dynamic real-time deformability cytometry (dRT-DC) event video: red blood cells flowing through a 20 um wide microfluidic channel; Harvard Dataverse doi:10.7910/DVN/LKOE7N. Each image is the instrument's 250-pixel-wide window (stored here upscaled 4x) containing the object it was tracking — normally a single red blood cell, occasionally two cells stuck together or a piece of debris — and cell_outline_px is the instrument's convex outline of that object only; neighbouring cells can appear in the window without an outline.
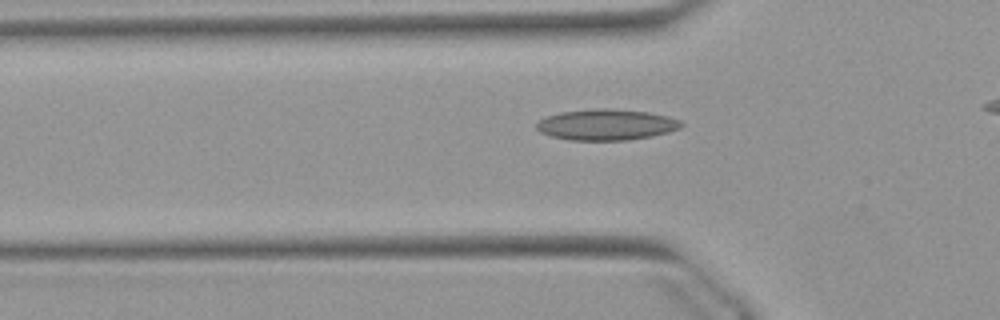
{"species": "Egyptian fruit bat (a non-hibernating species)", "species_latin": "Rousettus aegyptiacus", "temperature_condition": "warm", "stored_images_in_passage": 37, "camera_frame_rate_fps": 3000, "um_per_image_px": 0.085, "animal": {"sex": "female"}, "frame": {"image": 1, "passage_image": 11, "time_ms": 3.333, "image_size_px": [1000, 320], "cell_outline_px": [[684, 124], [680, 128], [668, 132], [652, 136], [628, 140], [568, 140], [552, 136], [540, 132], [536, 128], [536, 124], [540, 120], [548, 116], [560, 112], [592, 108], [612, 108], [648, 112], [668, 116], [680, 120]], "centroid_in_image_um": [51.55, 10.59], "position_along_channel_um": 74.2, "area_um2": 26.24}}
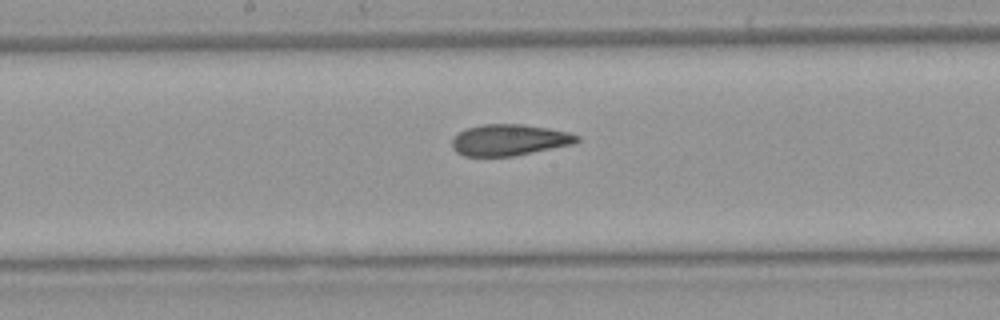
{"frame": {"image": 2, "passage_image": 21, "time_ms": 6.667, "image_size_px": [1000, 320], "cell_outline_px": [[580, 140], [572, 144], [512, 156], [464, 156], [456, 152], [452, 148], [452, 140], [460, 132], [468, 128], [484, 124], [524, 124], [548, 128], [568, 132], [580, 136]], "centroid_in_image_um": [43.29, 11.89], "position_along_channel_um": 204.9, "area_um2": 22.54}}
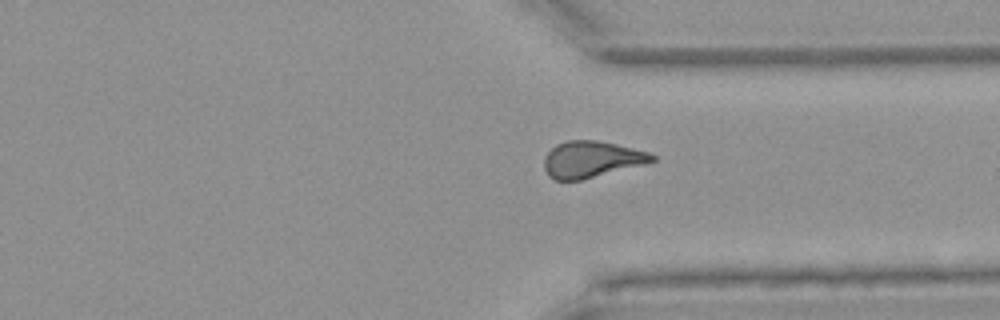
{"frame": {"image": 3, "passage_image": 33, "time_ms": 10.667, "image_size_px": [1000, 320], "cell_outline_px": [[656, 160], [644, 164], [580, 180], [556, 180], [548, 176], [544, 168], [544, 156], [556, 144], [568, 140], [596, 140], [616, 144], [648, 152], [656, 156]], "centroid_in_image_um": [50.25, 13.54], "position_along_channel_um": 361.2, "area_um2": 22.77}}